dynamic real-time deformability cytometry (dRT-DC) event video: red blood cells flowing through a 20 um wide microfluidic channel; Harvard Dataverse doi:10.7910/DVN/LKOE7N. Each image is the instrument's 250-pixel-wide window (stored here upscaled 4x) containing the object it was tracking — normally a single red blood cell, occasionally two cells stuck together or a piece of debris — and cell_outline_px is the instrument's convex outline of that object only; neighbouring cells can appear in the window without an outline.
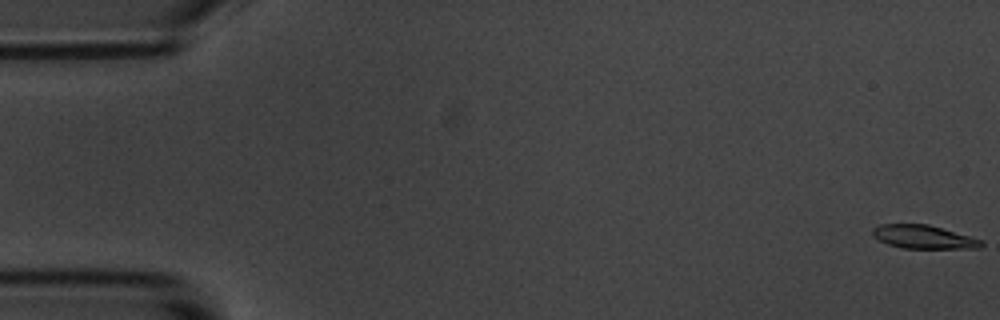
{"species": "common noctule bat (a hibernating species)", "species_latin": "Nyctalus noctula", "temperature_condition": "room temperature", "stored_images_in_passage": 57, "camera_frame_rate_fps": 3000, "um_per_image_px": 0.085, "animal": {"sex": "male", "body_mass_g": 20.1, "forearm_length_mm": 53.5}, "frame": {"image": 1, "passage_image": 1, "time_ms": 0.0, "image_size_px": [1000, 320], "cell_outline_px": [[984, 244], [980, 248], [904, 248], [888, 244], [872, 236], [872, 228], [880, 224], [928, 224], [968, 236], [980, 240]], "centroid_in_image_um": [78.45, 20.13], "position_along_channel_um": 6.5, "area_um2": 14.62}}
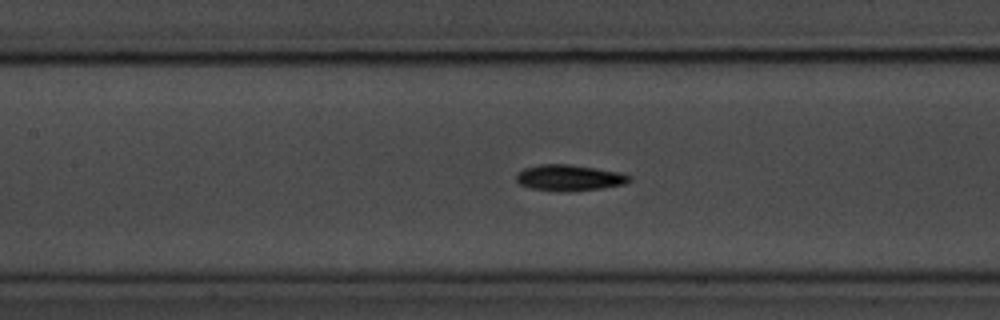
{"frame": {"image": 2, "passage_image": 26, "time_ms": 8.333, "image_size_px": [1000, 320], "cell_outline_px": [[632, 180], [624, 184], [600, 188], [528, 188], [520, 184], [516, 180], [516, 176], [524, 168], [540, 164], [568, 164], [596, 168], [616, 172], [632, 176]], "centroid_in_image_um": [48.39, 15.05], "position_along_channel_um": 159.0, "area_um2": 16.01}}
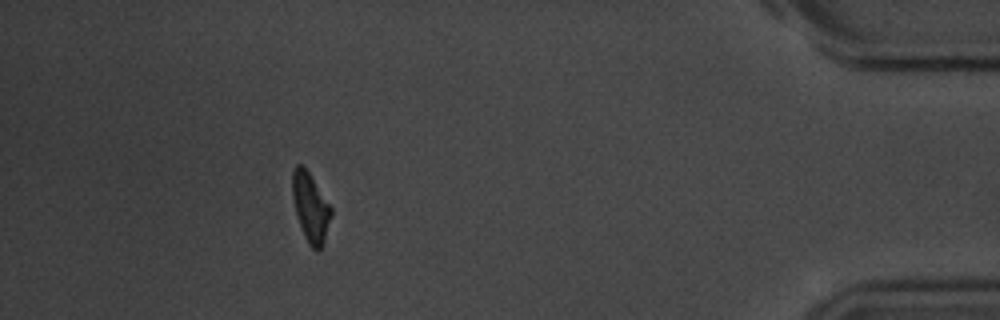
{"frame": {"image": 3, "passage_image": 52, "time_ms": 17.0, "image_size_px": [1000, 320], "cell_outline_px": [[332, 216], [324, 244], [316, 252], [308, 244], [304, 236], [296, 216], [292, 196], [292, 168], [296, 164], [300, 164], [308, 172], [332, 208]], "centroid_in_image_um": [26.39, 17.66], "position_along_channel_um": 408.8, "area_um2": 15.72}, "authors_computed_cell_mechanics": {"area_um2": 15.9528, "velocity_mm_per_s": 3.5299, "shape_relaxation_time_tau1_ms": 2.9662, "shape_relaxation_time_tau2_ms": 3.3718, "deformation_change_tau1": 0.1353, "deformation_change_tau2": 0.0975}}